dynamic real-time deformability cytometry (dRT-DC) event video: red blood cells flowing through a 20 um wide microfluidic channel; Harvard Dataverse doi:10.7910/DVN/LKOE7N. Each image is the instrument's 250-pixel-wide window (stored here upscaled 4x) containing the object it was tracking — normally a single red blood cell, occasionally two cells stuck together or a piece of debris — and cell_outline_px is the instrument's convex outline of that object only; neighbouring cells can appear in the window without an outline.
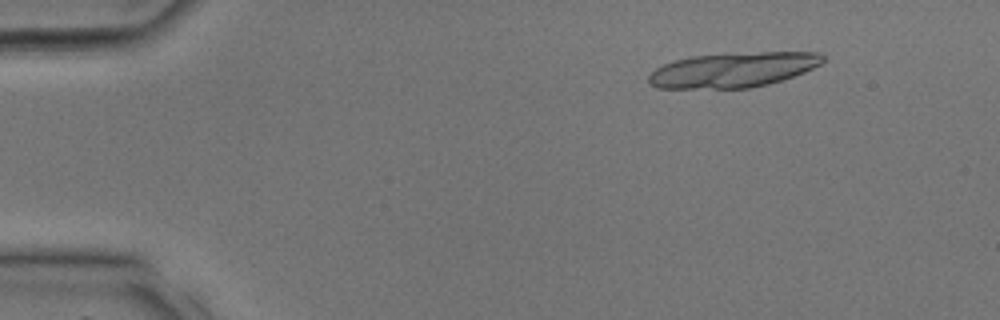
{"species": "common noctule bat (a hibernating species)", "species_latin": "Nyctalus noctula", "temperature_condition": "room temperature", "stored_images_in_passage": 11, "camera_frame_rate_fps": 3000, "um_per_image_px": 0.085, "animal": {"sex": "male", "body_mass_g": 17.9, "forearm_length_mm": 54.2}, "frame": {"image": 1, "passage_image": 4, "time_ms": 1.0, "image_size_px": [1000, 320], "cell_outline_px": [[824, 60], [820, 64], [804, 72], [768, 84], [748, 88], [656, 88], [648, 84], [648, 76], [656, 68], [664, 64], [676, 60], [692, 56], [764, 52], [820, 52], [824, 56]], "centroid_in_image_um": [62.3, 5.94], "position_along_channel_um": 22.7, "area_um2": 35.08}}